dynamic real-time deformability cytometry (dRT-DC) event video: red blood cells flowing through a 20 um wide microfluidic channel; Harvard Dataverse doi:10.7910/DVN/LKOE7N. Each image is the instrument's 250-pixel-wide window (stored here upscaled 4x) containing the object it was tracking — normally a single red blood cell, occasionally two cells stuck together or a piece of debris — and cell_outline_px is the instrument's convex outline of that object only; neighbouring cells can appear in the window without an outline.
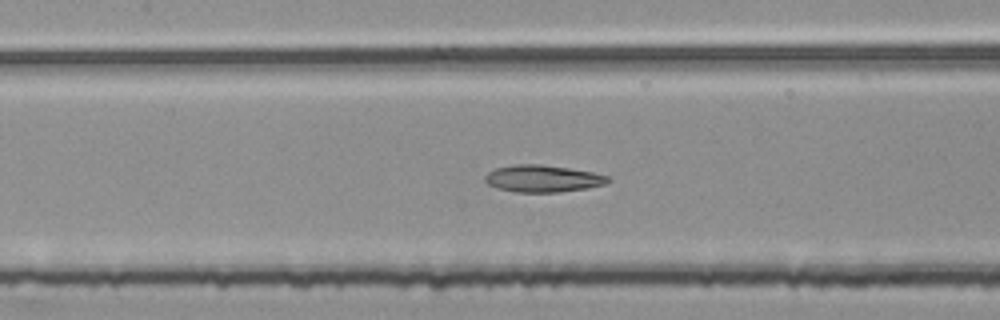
{"species": "common noctule bat (a hibernating species)", "species_latin": "Nyctalus noctula", "temperature_condition": "room temperature", "stored_images_in_passage": 53, "segment_of_instrument_passage": [2, 2], "camera_frame_rate_fps": 3000, "um_per_image_px": 0.085, "animal": {"sex": "female", "body_mass_g": 25.1}, "frame": {"image": 1, "passage_image": 25, "time_ms": 8.0, "image_size_px": [1000, 320], "cell_outline_px": [[612, 180], [604, 184], [588, 188], [560, 192], [516, 192], [496, 188], [488, 184], [484, 180], [484, 176], [488, 172], [496, 168], [516, 164], [540, 164], [568, 168], [592, 172], [608, 176]], "centroid_in_image_um": [46.12, 15.18], "position_along_channel_um": 161.3, "area_um2": 19.36}}
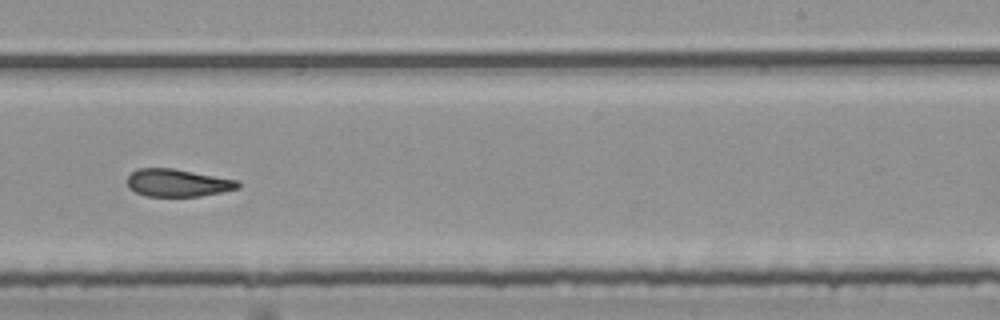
{"frame": {"image": 2, "passage_image": 34, "time_ms": 11.0, "image_size_px": [1000, 320], "cell_outline_px": [[240, 188], [200, 196], [144, 196], [128, 188], [128, 176], [136, 168], [172, 168], [240, 180]], "centroid_in_image_um": [15.11, 15.54], "position_along_channel_um": 273.9, "area_um2": 17.86}}
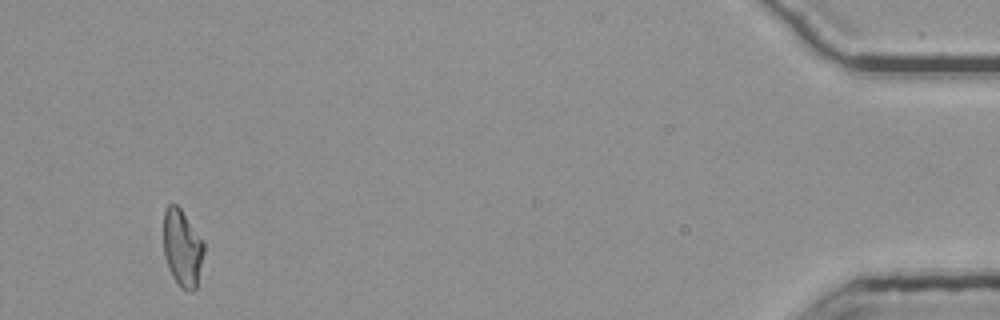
{"frame": {"image": 3, "passage_image": 52, "time_ms": 17.0, "image_size_px": [1000, 320], "cell_outline_px": [[204, 252], [196, 288], [192, 292], [188, 292], [180, 288], [172, 276], [168, 268], [164, 256], [164, 212], [168, 204], [176, 204], [180, 208], [204, 240]], "centroid_in_image_um": [15.5, 21.1], "position_along_channel_um": 419.7, "area_um2": 18.32}}